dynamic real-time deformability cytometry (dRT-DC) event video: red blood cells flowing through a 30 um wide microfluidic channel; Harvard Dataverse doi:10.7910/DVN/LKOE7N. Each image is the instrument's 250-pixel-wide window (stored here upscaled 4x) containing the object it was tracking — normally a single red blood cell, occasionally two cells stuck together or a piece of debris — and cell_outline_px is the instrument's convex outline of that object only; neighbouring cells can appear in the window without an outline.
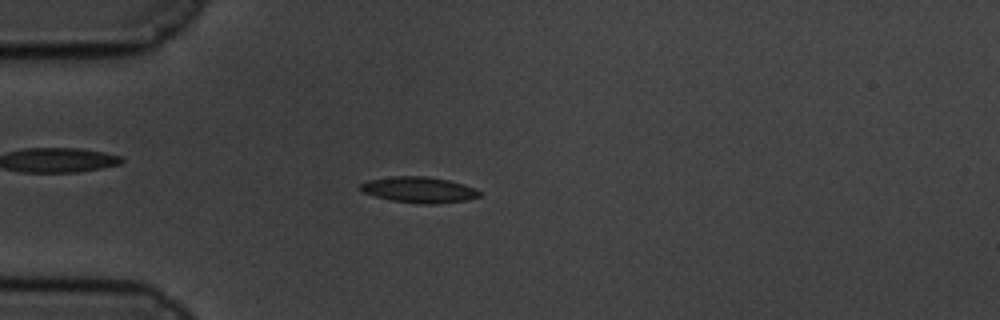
{"species": "common noctule bat (a hibernating species)", "species_latin": "Nyctalus noctula", "temperature_condition": "cold", "stored_images_in_passage": 59, "camera_frame_rate_fps": 3000, "um_per_image_px": 0.085, "animal": {"sex": "male", "body_mass_g": 19.5, "forearm_length_mm": 54.6}, "frame": {"image": 1, "passage_image": 16, "time_ms": 5.0, "image_size_px": [1000, 320], "cell_outline_px": [[480, 196], [464, 200], [436, 204], [424, 204], [392, 200], [376, 196], [364, 192], [360, 188], [360, 184], [368, 180], [392, 176], [424, 176], [448, 180], [464, 184], [476, 188], [480, 192]], "centroid_in_image_um": [35.63, 16.12], "position_along_channel_um": 49.4, "area_um2": 17.74}}
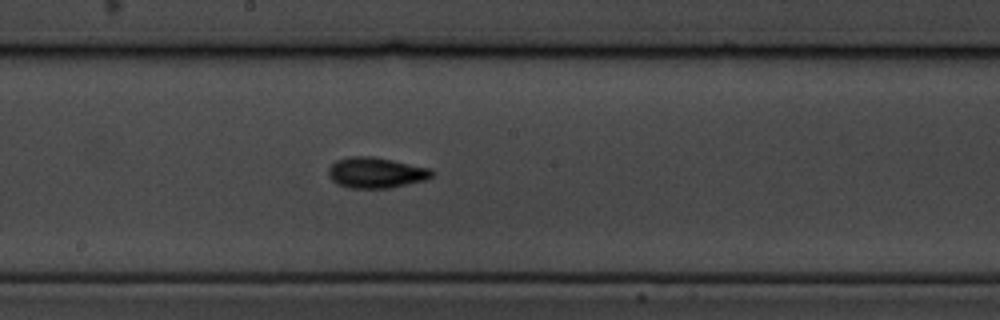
{"frame": {"image": 2, "passage_image": 32, "time_ms": 10.333, "image_size_px": [1000, 320], "cell_outline_px": [[436, 172], [428, 180], [388, 188], [348, 188], [336, 184], [328, 176], [328, 168], [336, 160], [348, 156], [372, 156], [432, 168]], "centroid_in_image_um": [31.97, 14.68], "position_along_channel_um": 216.2, "area_um2": 18.84}}
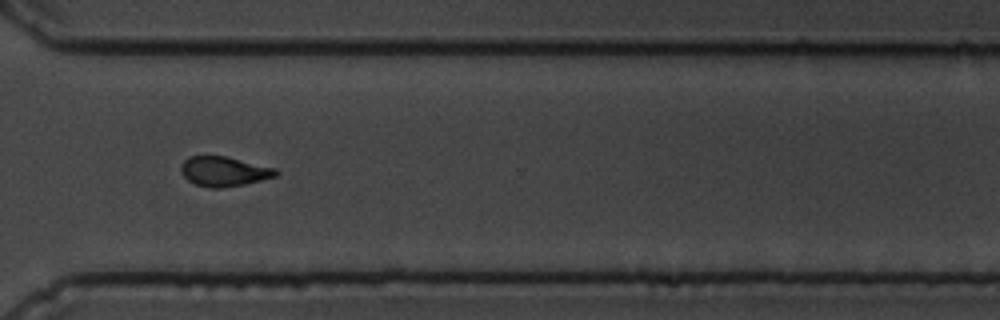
{"frame": {"image": 3, "passage_image": 44, "time_ms": 14.333, "image_size_px": [1000, 320], "cell_outline_px": [[280, 172], [276, 176], [244, 184], [220, 188], [208, 188], [196, 184], [188, 180], [180, 172], [180, 164], [188, 156], [228, 156], [276, 168]], "centroid_in_image_um": [19.03, 14.56], "position_along_channel_um": 351.6, "area_um2": 16.59}, "authors_computed_cell_mechanics": {"area_um2": 16.5886, "velocity_mm_per_s": 3.3882, "shape_relaxation_time_tau1_ms": 3.1045, "shape_relaxation_time_tau2_ms": 3.3874, "deformation_change_tau1": 0.1186, "deformation_change_tau2": 0.094}}